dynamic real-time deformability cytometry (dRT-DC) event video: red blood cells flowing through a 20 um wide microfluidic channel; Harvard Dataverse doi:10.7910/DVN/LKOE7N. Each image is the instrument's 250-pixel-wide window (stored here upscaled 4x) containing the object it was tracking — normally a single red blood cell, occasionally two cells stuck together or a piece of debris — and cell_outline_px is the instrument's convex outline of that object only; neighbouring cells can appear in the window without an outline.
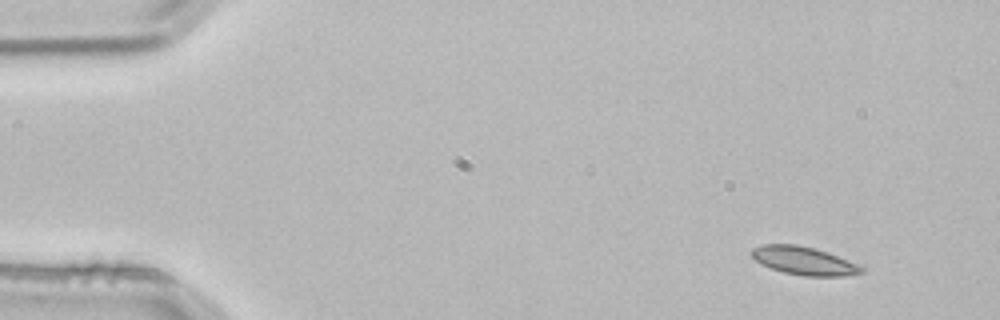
{"species": "common noctule bat (a hibernating species)", "species_latin": "Nyctalus noctula", "temperature_condition": "room temperature", "stored_images_in_passage": 3, "camera_frame_rate_fps": 3000, "um_per_image_px": 0.085, "animal": {"sex": "male", "body_mass_g": 21.5, "forearm_length_mm": 52.0}, "frame": {"image": 1, "passage_image": 1, "time_ms": 0.0, "image_size_px": [1000, 320], "cell_outline_px": [[864, 272], [844, 276], [804, 276], [784, 272], [760, 264], [748, 252], [752, 248], [760, 244], [796, 244], [828, 252], [856, 264], [864, 268]], "centroid_in_image_um": [68.28, 22.16], "position_along_channel_um": 16.7, "area_um2": 17.98}}